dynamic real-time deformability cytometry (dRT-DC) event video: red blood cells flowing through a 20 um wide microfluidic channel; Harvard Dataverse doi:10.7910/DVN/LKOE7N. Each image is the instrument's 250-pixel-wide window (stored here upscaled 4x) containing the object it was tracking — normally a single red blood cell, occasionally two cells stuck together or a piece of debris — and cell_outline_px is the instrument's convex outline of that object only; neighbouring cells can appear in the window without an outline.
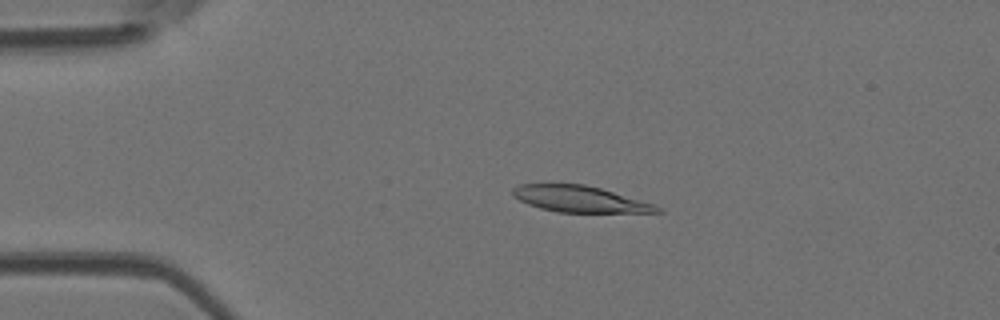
{"species": "Egyptian fruit bat (a non-hibernating species)", "species_latin": "Rousettus aegyptiacus", "temperature_condition": "room temperature", "stored_images_in_passage": 49, "camera_frame_rate_fps": 3000, "um_per_image_px": 0.085, "animal": {"sex": "female"}, "frame": {"image": 1, "passage_image": 8, "time_ms": 2.333, "image_size_px": [1000, 320], "cell_outline_px": [[664, 212], [556, 212], [540, 208], [528, 204], [512, 196], [512, 188], [520, 184], [584, 184], [600, 188], [652, 204], [660, 208]], "centroid_in_image_um": [49.2, 16.91], "position_along_channel_um": 35.8, "area_um2": 21.73}}
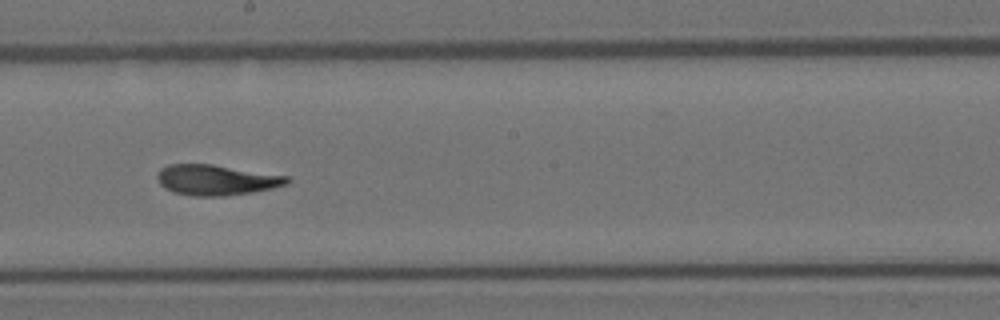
{"frame": {"image": 2, "passage_image": 26, "time_ms": 8.333, "image_size_px": [1000, 320], "cell_outline_px": [[292, 180], [288, 184], [272, 188], [252, 192], [224, 196], [192, 196], [172, 192], [164, 188], [160, 184], [156, 176], [160, 168], [168, 164], [212, 164], [288, 176]], "centroid_in_image_um": [18.37, 15.3], "position_along_channel_um": 229.8, "area_um2": 23.18}}
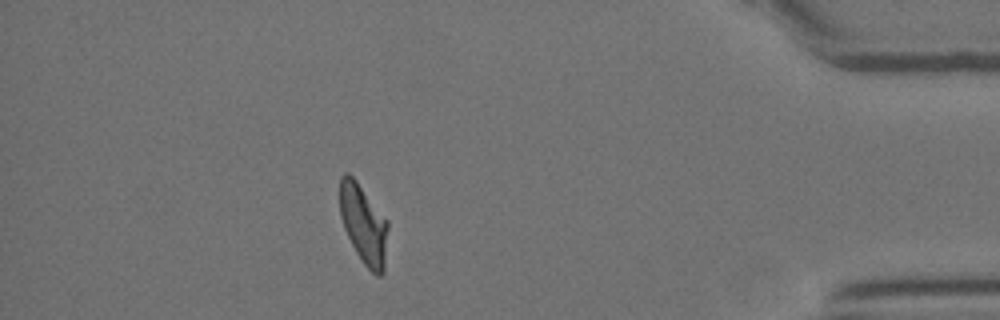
{"frame": {"image": 3, "passage_image": 43, "time_ms": 14.0, "image_size_px": [1000, 320], "cell_outline_px": [[388, 228], [384, 272], [380, 276], [376, 276], [364, 264], [356, 252], [344, 228], [340, 216], [340, 176], [344, 172], [348, 172], [356, 180], [388, 220]], "centroid_in_image_um": [30.91, 19.05], "position_along_channel_um": 404.3, "area_um2": 22.25}, "authors_computed_cell_mechanics": {"area_um2": 23.0044, "velocity_mm_per_s": 3.8941, "shape_relaxation_time_tau1_ms": 6.7603, "shape_relaxation_time_tau2_ms": 1.835, "deformation_change_tau1": 0.2275, "deformation_change_tau2": 0.093}}